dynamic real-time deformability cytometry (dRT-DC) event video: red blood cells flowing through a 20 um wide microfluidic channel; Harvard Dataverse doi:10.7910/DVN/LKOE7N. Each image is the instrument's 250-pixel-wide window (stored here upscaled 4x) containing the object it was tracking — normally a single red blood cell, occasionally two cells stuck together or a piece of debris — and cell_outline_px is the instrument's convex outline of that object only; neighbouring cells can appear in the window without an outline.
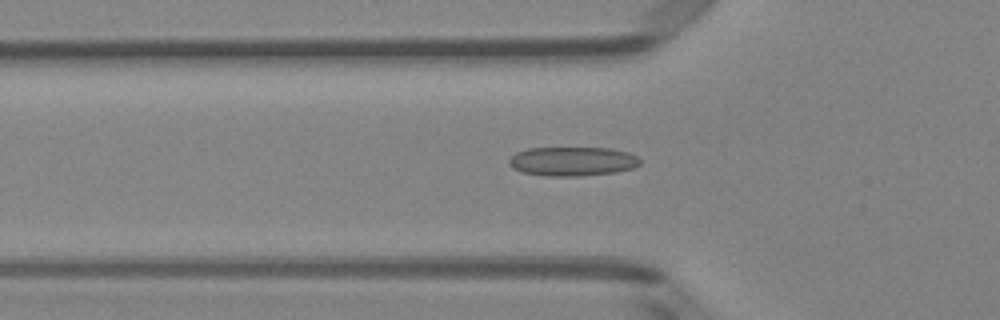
{"species": "Egyptian fruit bat (a non-hibernating species)", "species_latin": "Rousettus aegyptiacus", "temperature_condition": "room temperature", "stored_images_in_passage": 48, "camera_frame_rate_fps": 3000, "um_per_image_px": 0.085, "animal": {"sex": "female"}, "frame": {"image": 1, "passage_image": 17, "time_ms": 5.333, "image_size_px": [1000, 320], "cell_outline_px": [[640, 164], [632, 168], [616, 172], [580, 176], [544, 176], [524, 172], [512, 168], [508, 164], [508, 160], [516, 152], [528, 148], [608, 148], [628, 152], [636, 156], [640, 160]], "centroid_in_image_um": [48.64, 13.71], "position_along_channel_um": 77.2, "area_um2": 22.25}}
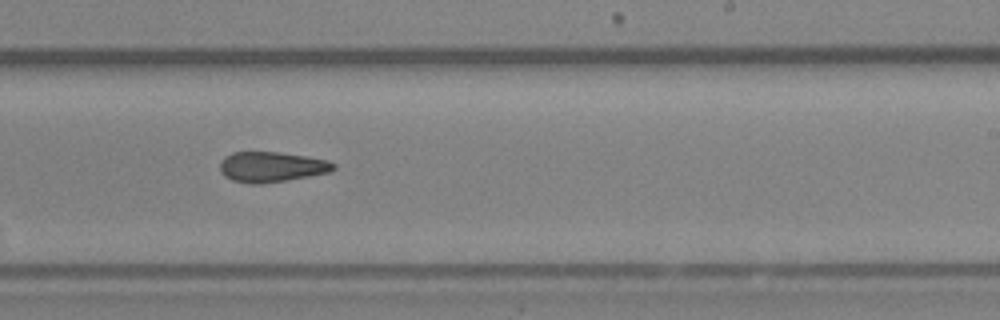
{"frame": {"image": 2, "passage_image": 31, "time_ms": 10.0, "image_size_px": [1000, 320], "cell_outline_px": [[336, 168], [328, 172], [288, 180], [260, 184], [248, 184], [232, 180], [224, 176], [220, 172], [220, 160], [224, 156], [232, 152], [276, 152], [304, 156], [328, 160], [336, 164]], "centroid_in_image_um": [23.03, 14.19], "position_along_channel_um": 266.0, "area_um2": 20.11}}
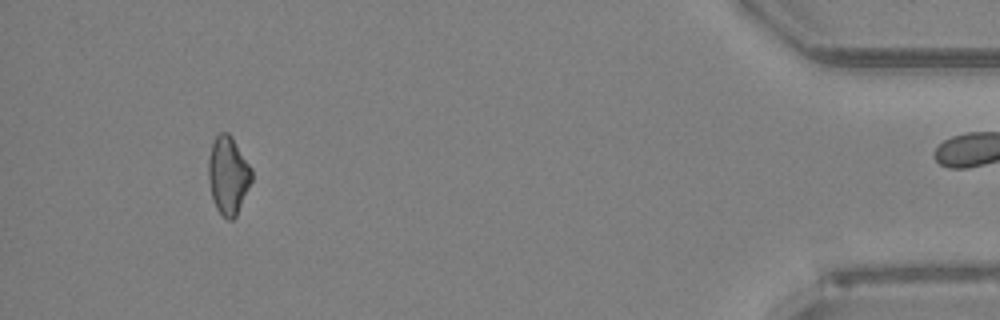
{"frame": {"image": 3, "passage_image": 47, "time_ms": 15.333, "image_size_px": [1000, 320], "cell_outline_px": [[252, 180], [236, 216], [232, 220], [228, 220], [216, 208], [212, 200], [208, 180], [208, 156], [212, 144], [216, 136], [220, 132], [228, 132], [232, 136], [252, 168]], "centroid_in_image_um": [19.38, 14.88], "position_along_channel_um": 415.8, "area_um2": 19.77}, "authors_computed_cell_mechanics": {"area_um2": 20.9236, "velocity_mm_per_s": 4.0546, "shape_relaxation_time_tau1_ms": null, "shape_relaxation_time_tau2_ms": 4.1541, "deformation_change_tau1": null, "deformation_change_tau2": 0.1158}}